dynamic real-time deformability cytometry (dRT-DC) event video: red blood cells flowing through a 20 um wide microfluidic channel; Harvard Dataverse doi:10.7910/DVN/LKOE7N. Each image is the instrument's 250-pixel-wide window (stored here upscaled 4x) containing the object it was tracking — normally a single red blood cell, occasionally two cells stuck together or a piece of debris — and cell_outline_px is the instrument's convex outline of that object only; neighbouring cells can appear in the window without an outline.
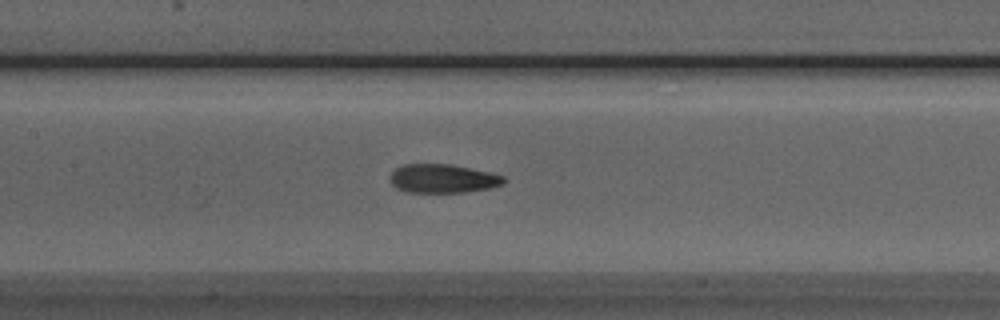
{"species": "Egyptian fruit bat (a non-hibernating species)", "species_latin": "Rousettus aegyptiacus", "temperature_condition": "room temperature", "stored_images_in_passage": 42, "camera_frame_rate_fps": 3000, "um_per_image_px": 0.085, "animal": {"sex": "male"}, "frame": {"image": 1, "passage_image": 14, "time_ms": 4.333, "image_size_px": [1000, 320], "cell_outline_px": [[508, 180], [504, 184], [492, 188], [464, 192], [404, 192], [396, 188], [392, 184], [392, 172], [396, 168], [404, 164], [452, 164], [492, 172], [504, 176]], "centroid_in_image_um": [37.71, 15.18], "position_along_channel_um": 169.7, "area_um2": 19.25}}
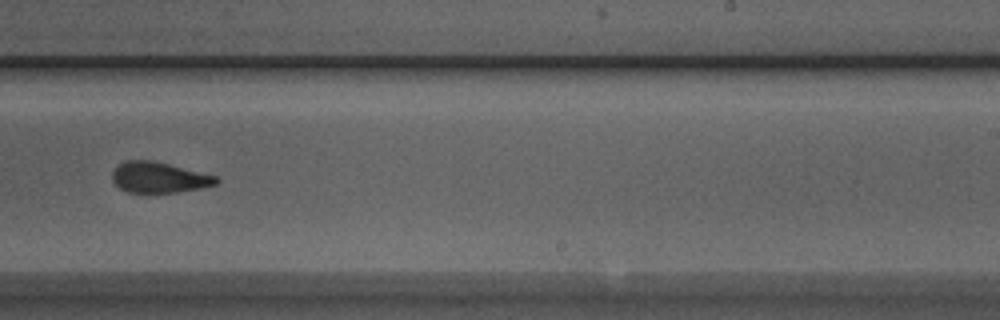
{"frame": {"image": 2, "passage_image": 22, "time_ms": 7.0, "image_size_px": [1000, 320], "cell_outline_px": [[220, 180], [216, 184], [200, 188], [176, 192], [128, 192], [120, 188], [112, 180], [112, 172], [124, 160], [152, 160], [216, 176]], "centroid_in_image_um": [13.5, 15.08], "position_along_channel_um": 275.5, "area_um2": 18.32}}
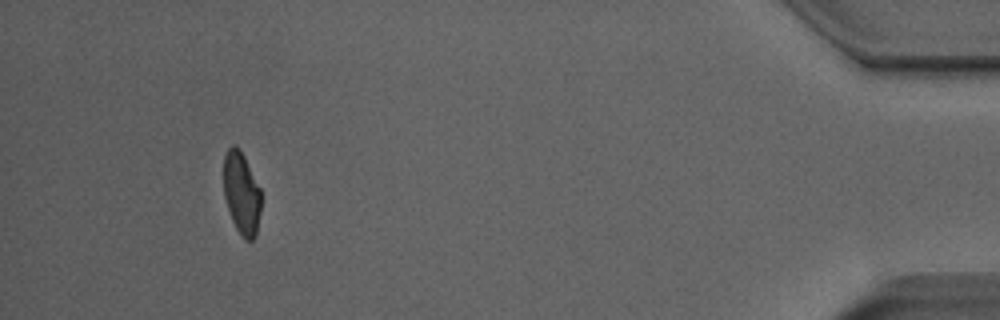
{"frame": {"image": 3, "passage_image": 38, "time_ms": 12.333, "image_size_px": [1000, 320], "cell_outline_px": [[260, 212], [256, 236], [252, 240], [244, 240], [236, 228], [232, 220], [224, 196], [224, 156], [228, 148], [232, 144], [240, 148], [260, 188]], "centroid_in_image_um": [20.53, 16.42], "position_along_channel_um": 414.7, "area_um2": 17.92}, "authors_computed_cell_mechanics": {"area_um2": 19.2763, "velocity_mm_per_s": 3.9839, "shape_relaxation_time_tau1_ms": null, "shape_relaxation_time_tau2_ms": 2.2123, "deformation_change_tau1": null, "deformation_change_tau2": 0.0924}}